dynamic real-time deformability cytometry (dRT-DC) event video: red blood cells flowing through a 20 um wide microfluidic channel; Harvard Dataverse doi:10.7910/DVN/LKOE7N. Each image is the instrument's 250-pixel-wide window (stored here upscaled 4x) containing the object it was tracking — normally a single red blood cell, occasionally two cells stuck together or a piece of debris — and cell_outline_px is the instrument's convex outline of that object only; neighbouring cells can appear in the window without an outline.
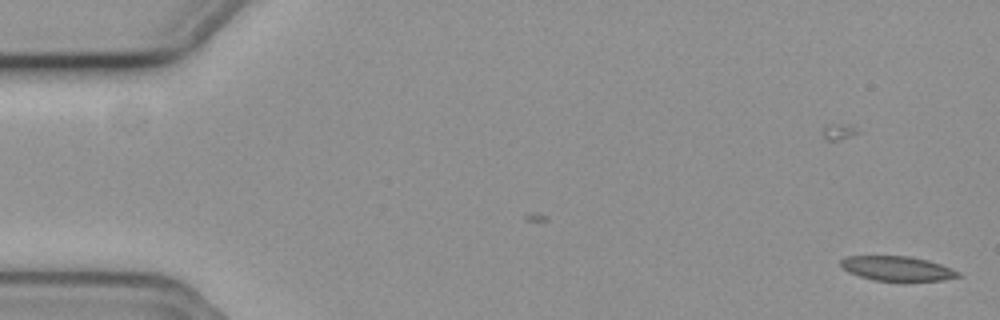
{"species": "common noctule bat (a hibernating species)", "species_latin": "Nyctalus noctula", "temperature_condition": "cold", "stored_images_in_passage": 56, "camera_frame_rate_fps": 3000, "um_per_image_px": 0.085, "animal": {"sex": "female", "body_mass_g": 19.3, "forearm_length_mm": 54.1}, "frame": {"image": 1, "passage_image": 1, "time_ms": 0.0, "image_size_px": [1000, 320], "cell_outline_px": [[964, 276], [944, 280], [872, 280], [848, 272], [840, 264], [840, 260], [848, 256], [908, 256], [928, 260], [952, 268], [960, 272]], "centroid_in_image_um": [76.3, 22.82], "position_along_channel_um": 8.7, "area_um2": 16.7}}
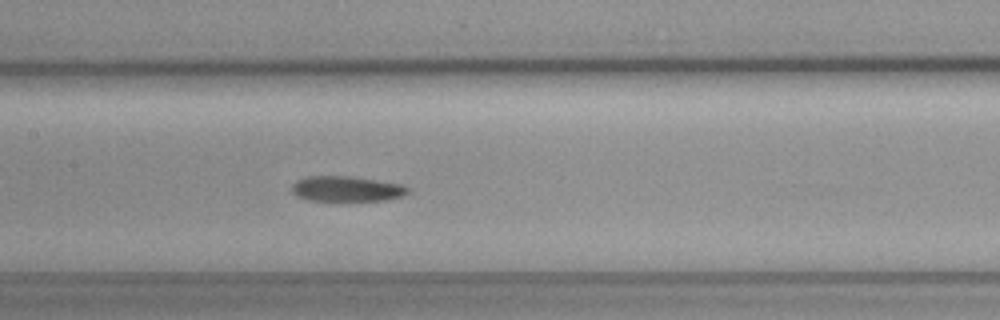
{"frame": {"image": 2, "passage_image": 27, "time_ms": 8.667, "image_size_px": [1000, 320], "cell_outline_px": [[412, 188], [404, 196], [388, 200], [344, 204], [308, 200], [296, 196], [292, 192], [292, 184], [296, 180], [308, 176], [352, 176], [400, 184]], "centroid_in_image_um": [29.47, 16.11], "position_along_channel_um": 177.9, "area_um2": 18.32}}
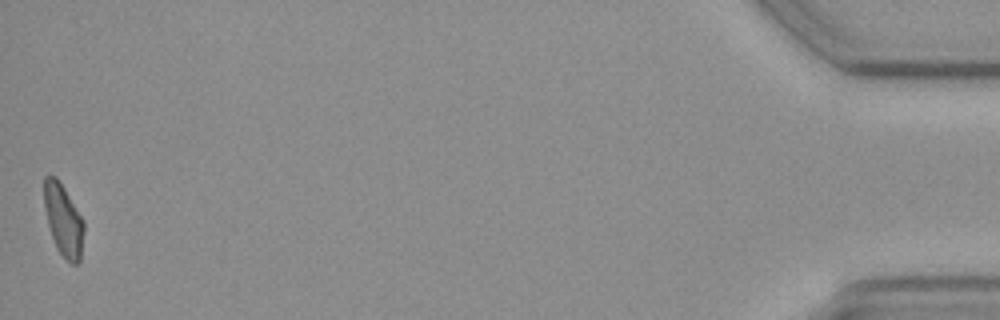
{"frame": {"image": 3, "passage_image": 56, "time_ms": 18.333, "image_size_px": [1000, 320], "cell_outline_px": [[84, 232], [80, 260], [76, 264], [72, 264], [56, 248], [48, 224], [44, 208], [44, 176], [56, 176], [64, 188], [84, 220]], "centroid_in_image_um": [5.39, 18.69], "position_along_channel_um": 429.8, "area_um2": 16.53}}